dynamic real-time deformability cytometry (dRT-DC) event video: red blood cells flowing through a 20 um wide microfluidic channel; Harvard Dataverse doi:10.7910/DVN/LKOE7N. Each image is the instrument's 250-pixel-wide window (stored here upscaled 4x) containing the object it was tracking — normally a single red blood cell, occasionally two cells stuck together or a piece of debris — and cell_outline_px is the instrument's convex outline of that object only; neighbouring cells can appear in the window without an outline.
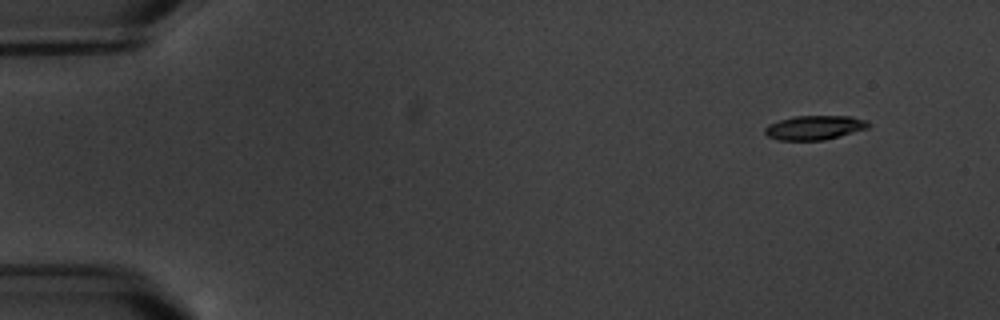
{"species": "common noctule bat (a hibernating species)", "species_latin": "Nyctalus noctula", "temperature_condition": "warm", "stored_images_in_passage": 4, "camera_frame_rate_fps": 3000, "um_per_image_px": 0.085, "animal": {"sex": "male", "body_mass_g": 20.1, "forearm_length_mm": 53.5}, "frame": {"image": 1, "passage_image": 1, "time_ms": 0.0, "image_size_px": [1000, 320], "cell_outline_px": [[872, 124], [868, 128], [824, 140], [780, 140], [768, 136], [764, 132], [764, 128], [768, 124], [780, 120], [796, 116], [852, 116], [864, 120]], "centroid_in_image_um": [69.23, 10.84], "position_along_channel_um": 15.8, "area_um2": 14.51}}
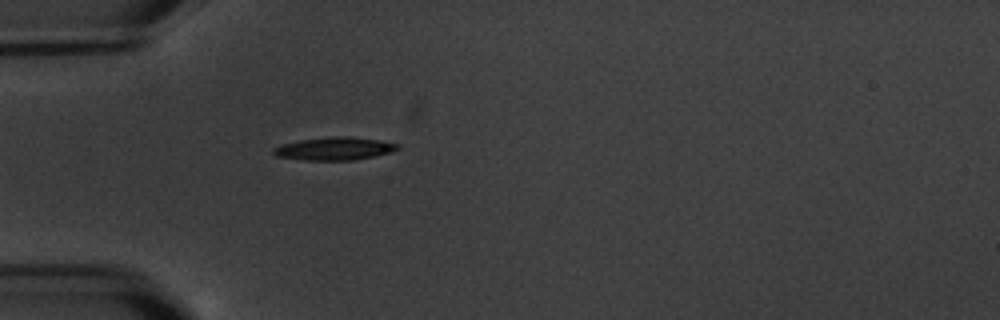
{"frame": {"image": 2, "passage_image": 4, "time_ms": 4.333, "image_size_px": [1000, 320], "cell_outline_px": [[400, 148], [388, 152], [372, 156], [352, 160], [304, 160], [276, 156], [272, 152], [272, 148], [284, 144], [300, 140], [336, 136], [348, 136], [380, 140], [400, 144]], "centroid_in_image_um": [28.42, 12.63], "position_along_channel_um": 56.6, "area_um2": 16.36}}